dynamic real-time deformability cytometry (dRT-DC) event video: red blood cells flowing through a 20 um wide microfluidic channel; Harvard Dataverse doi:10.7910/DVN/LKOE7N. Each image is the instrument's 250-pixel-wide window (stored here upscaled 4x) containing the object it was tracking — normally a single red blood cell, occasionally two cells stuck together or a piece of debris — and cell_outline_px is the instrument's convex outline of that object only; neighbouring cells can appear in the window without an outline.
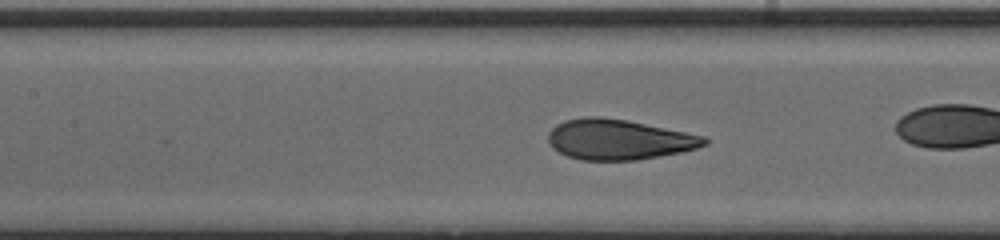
{"species": "human", "species_latin": "Homo sapiens", "temperature_condition": "cold", "stored_images_in_passage": 44, "camera_frame_rate_fps": 3000, "um_per_image_px": 0.085, "donor": {"sex": "male"}, "frame": {"image": 1, "passage_image": 26, "time_ms": 8.333, "image_size_px": [1000, 240], "cell_outline_px": [[708, 144], [696, 148], [680, 152], [636, 160], [580, 160], [568, 156], [552, 148], [548, 140], [548, 132], [556, 124], [564, 120], [584, 116], [600, 116], [628, 120], [704, 136], [708, 140]], "centroid_in_image_um": [52.56, 11.85], "position_along_channel_um": 154.8, "area_um2": 36.7}}